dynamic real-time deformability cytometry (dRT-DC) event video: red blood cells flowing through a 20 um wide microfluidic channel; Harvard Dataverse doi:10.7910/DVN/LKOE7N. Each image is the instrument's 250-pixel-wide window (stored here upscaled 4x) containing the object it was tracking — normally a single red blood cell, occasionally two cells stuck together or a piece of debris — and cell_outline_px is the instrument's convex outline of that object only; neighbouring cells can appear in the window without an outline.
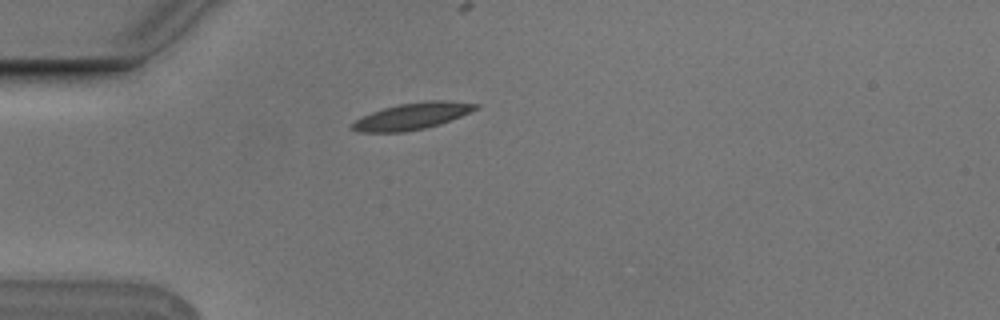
{"species": "Egyptian fruit bat (a non-hibernating species)", "species_latin": "Rousettus aegyptiacus", "temperature_condition": "cold", "stored_images_in_passage": 30, "camera_frame_rate_fps": 3000, "um_per_image_px": 0.085, "animal": {"sex": "male"}, "frame": {"image": 1, "passage_image": 1, "time_ms": 0.0, "image_size_px": [1000, 320], "cell_outline_px": [[480, 108], [440, 124], [424, 128], [404, 132], [360, 132], [348, 128], [356, 120], [372, 112], [384, 108], [400, 104], [424, 100], [448, 100], [480, 104]], "centroid_in_image_um": [35.07, 9.86], "position_along_channel_um": 49.9, "area_um2": 19.13}}
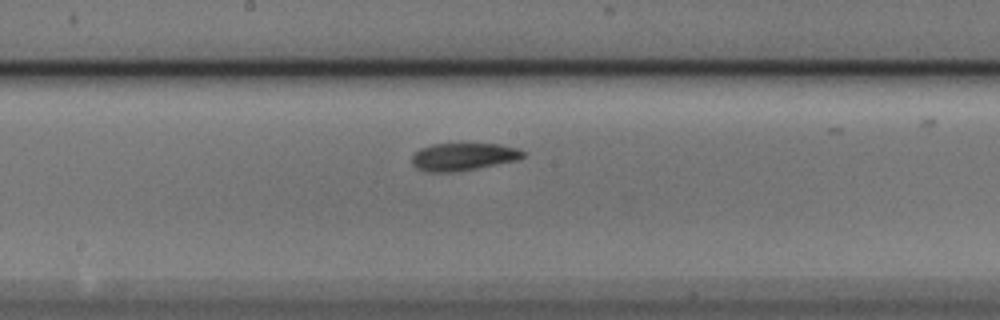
{"frame": {"image": 2, "passage_image": 15, "time_ms": 4.667, "image_size_px": [1000, 320], "cell_outline_px": [[528, 152], [520, 160], [476, 168], [452, 172], [424, 172], [416, 168], [412, 164], [412, 156], [420, 148], [432, 144], [500, 144], [520, 148]], "centroid_in_image_um": [39.42, 13.32], "position_along_channel_um": 208.8, "area_um2": 18.09}}
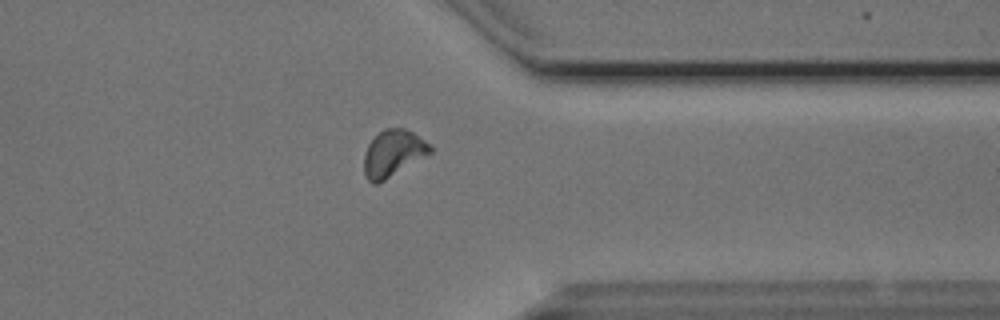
{"frame": {"image": 3, "passage_image": 29, "time_ms": 9.333, "image_size_px": [1000, 320], "cell_outline_px": [[432, 152], [384, 180], [376, 184], [372, 184], [368, 180], [364, 172], [364, 152], [368, 144], [384, 128], [404, 128], [412, 132], [432, 144]], "centroid_in_image_um": [33.41, 13.02], "position_along_channel_um": 378.0, "area_um2": 17.8}}